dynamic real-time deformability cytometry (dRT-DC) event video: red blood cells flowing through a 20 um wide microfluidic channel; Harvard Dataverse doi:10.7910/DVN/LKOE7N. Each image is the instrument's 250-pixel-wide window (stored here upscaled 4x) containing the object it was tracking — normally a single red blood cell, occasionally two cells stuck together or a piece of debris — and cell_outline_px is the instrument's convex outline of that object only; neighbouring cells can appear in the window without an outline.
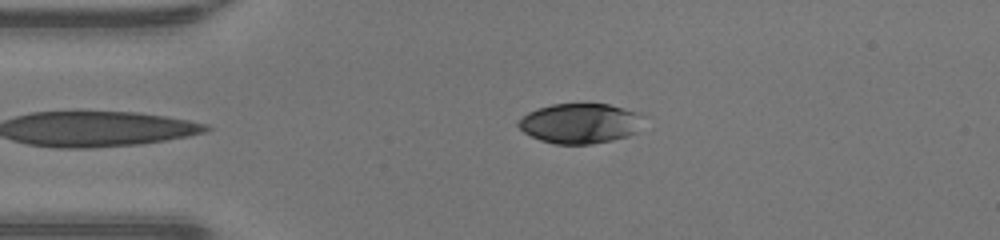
{"species": "human", "species_latin": "Homo sapiens", "temperature_condition": "warm", "stored_images_in_passage": 42, "camera_frame_rate_fps": 3000, "um_per_image_px": 0.085, "donor": {"sex": "male"}, "frame": {"image": 1, "passage_image": 5, "time_ms": 1.333, "image_size_px": [1000, 240], "cell_outline_px": [[640, 116], [636, 132], [628, 136], [612, 140], [592, 144], [556, 144], [540, 140], [524, 132], [516, 124], [528, 112], [552, 104], [608, 104], [640, 112]], "centroid_in_image_um": [49.28, 10.49], "position_along_channel_um": 35.7, "area_um2": 28.78}}
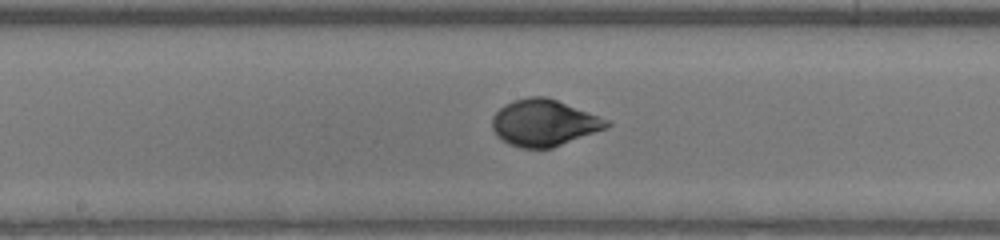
{"frame": {"image": 2, "passage_image": 19, "time_ms": 6.0, "image_size_px": [1000, 240], "cell_outline_px": [[612, 124], [608, 128], [552, 148], [520, 148], [508, 144], [496, 136], [492, 128], [492, 116], [504, 104], [528, 96], [544, 96], [556, 100], [608, 120]], "centroid_in_image_um": [46.21, 10.46], "position_along_channel_um": 202.0, "area_um2": 30.98}}
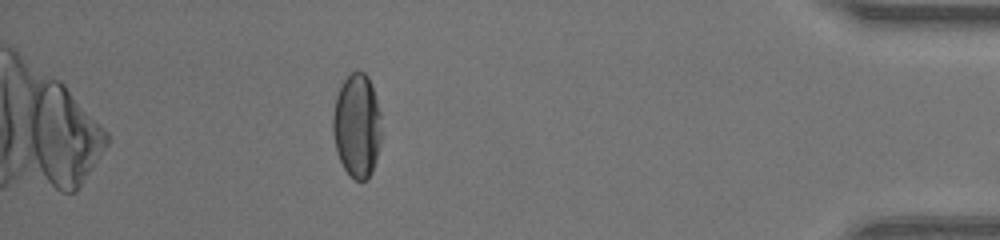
{"frame": {"image": 3, "passage_image": 37, "time_ms": 12.0, "image_size_px": [1000, 240], "cell_outline_px": [[380, 144], [376, 160], [372, 172], [368, 180], [356, 180], [344, 168], [336, 152], [332, 132], [332, 116], [336, 96], [344, 80], [356, 68], [364, 72], [368, 76], [372, 84], [380, 112]], "centroid_in_image_um": [30.33, 10.66], "position_along_channel_um": 404.9, "area_um2": 29.59}, "authors_computed_cell_mechanics": {"area_um2": 30.5473, "velocity_mm_per_s": 4.276, "shape_relaxation_time_tau1_ms": 4.8481, "shape_relaxation_time_tau2_ms": null, "deformation_change_tau1": 0.2323, "deformation_change_tau2": null}}